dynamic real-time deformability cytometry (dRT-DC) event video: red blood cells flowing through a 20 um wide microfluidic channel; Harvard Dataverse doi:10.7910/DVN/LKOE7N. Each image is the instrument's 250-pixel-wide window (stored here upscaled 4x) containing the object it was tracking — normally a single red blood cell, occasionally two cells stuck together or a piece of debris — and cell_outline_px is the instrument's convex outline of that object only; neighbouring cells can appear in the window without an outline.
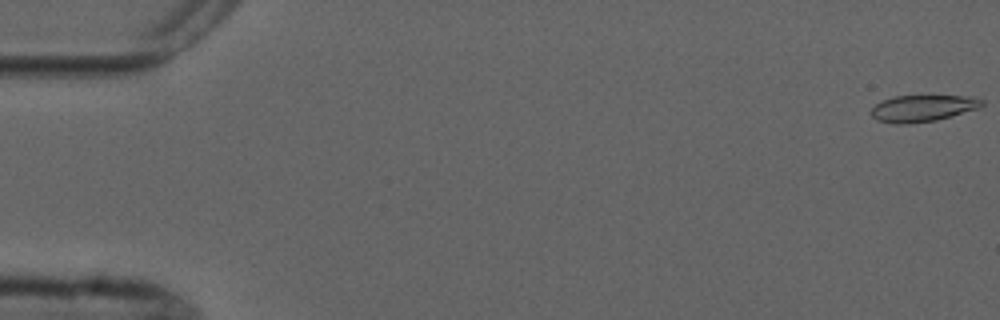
{"species": "common noctule bat (a hibernating species)", "species_latin": "Nyctalus noctula", "temperature_condition": "cold", "stored_images_in_passage": 6, "camera_frame_rate_fps": 3000, "um_per_image_px": 0.085, "animal": {"sex": "male", "forearm_length_mm": 52.5}, "frame": {"image": 1, "passage_image": 1, "time_ms": 0.0, "image_size_px": [1000, 320], "cell_outline_px": [[984, 104], [980, 108], [936, 120], [908, 124], [896, 124], [876, 120], [872, 116], [872, 108], [876, 104], [884, 100], [896, 96], [972, 96], [984, 100]], "centroid_in_image_um": [78.46, 9.2], "position_along_channel_um": 6.5, "area_um2": 17.11}}